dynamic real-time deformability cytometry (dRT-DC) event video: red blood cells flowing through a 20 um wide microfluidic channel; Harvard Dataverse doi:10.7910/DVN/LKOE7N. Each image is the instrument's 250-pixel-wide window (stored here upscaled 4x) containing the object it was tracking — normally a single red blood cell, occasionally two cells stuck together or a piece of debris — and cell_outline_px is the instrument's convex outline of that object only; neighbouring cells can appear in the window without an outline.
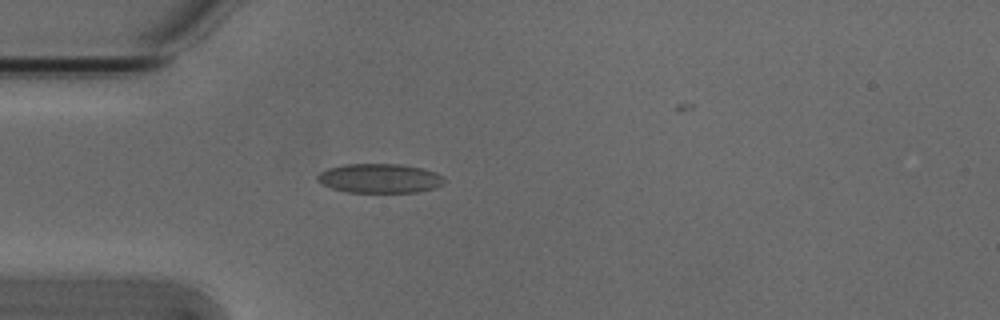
{"species": "Egyptian fruit bat (a non-hibernating species)", "species_latin": "Rousettus aegyptiacus", "temperature_condition": "cold", "stored_images_in_passage": 2, "camera_frame_rate_fps": 3000, "um_per_image_px": 0.085, "animal": {"sex": "male"}, "frame": {"image": 1, "passage_image": 2, "time_ms": 0.333, "image_size_px": [1000, 320], "cell_outline_px": [[444, 180], [440, 184], [432, 188], [416, 192], [348, 192], [332, 188], [320, 184], [316, 180], [316, 176], [320, 172], [328, 168], [344, 164], [400, 164], [420, 168], [436, 172], [444, 176]], "centroid_in_image_um": [32.21, 15.15], "position_along_channel_um": 52.8, "area_um2": 21.56}}